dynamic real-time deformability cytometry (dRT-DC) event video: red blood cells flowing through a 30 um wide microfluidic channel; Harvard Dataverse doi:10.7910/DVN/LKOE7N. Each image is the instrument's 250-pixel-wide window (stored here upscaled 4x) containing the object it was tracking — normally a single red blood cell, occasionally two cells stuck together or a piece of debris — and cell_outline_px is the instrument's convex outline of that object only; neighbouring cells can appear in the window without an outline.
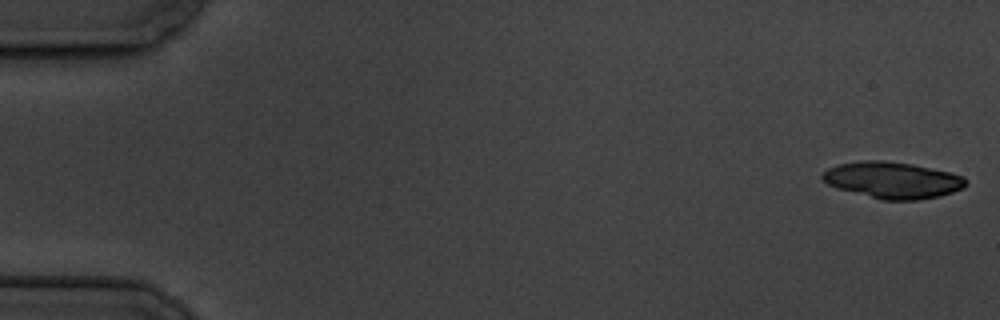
{"species": "common noctule bat (a hibernating species)", "species_latin": "Nyctalus noctula", "temperature_condition": "cold", "stored_images_in_passage": 7, "camera_frame_rate_fps": 3000, "um_per_image_px": 0.085, "animal": {"sex": "male", "body_mass_g": 19.5, "forearm_length_mm": 54.6}, "frame": {"image": 1, "passage_image": 1, "time_ms": 0.0, "image_size_px": [1000, 320], "cell_outline_px": [[968, 184], [964, 188], [940, 196], [920, 200], [880, 200], [836, 188], [828, 184], [820, 176], [828, 168], [836, 164], [856, 160], [880, 160], [912, 164], [952, 172], [964, 176], [968, 180]], "centroid_in_image_um": [75.88, 15.31], "position_along_channel_um": 9.1, "area_um2": 30.98}}